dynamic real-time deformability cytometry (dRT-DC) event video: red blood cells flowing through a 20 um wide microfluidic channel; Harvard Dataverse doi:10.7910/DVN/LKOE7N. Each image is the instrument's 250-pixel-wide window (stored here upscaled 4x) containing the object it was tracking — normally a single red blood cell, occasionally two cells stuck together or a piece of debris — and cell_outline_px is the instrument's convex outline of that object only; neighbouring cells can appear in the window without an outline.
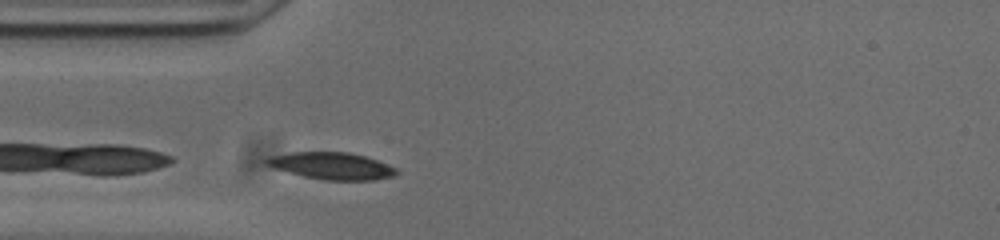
{"species": "common noctule bat (a hibernating species)", "species_latin": "Nyctalus noctula", "temperature_condition": "cold", "stored_images_in_passage": 27, "camera_frame_rate_fps": 3000, "um_per_image_px": 0.085, "animal": {"sex": "male", "body_mass_g": 20.0, "forearm_length_mm": 53.3}, "frame": {"image": 1, "passage_image": 1, "time_ms": 0.0, "image_size_px": [1000, 240], "cell_outline_px": [[400, 172], [392, 176], [376, 180], [324, 180], [304, 176], [288, 172], [264, 164], [264, 160], [272, 156], [292, 152], [348, 152], [364, 156], [376, 160], [396, 168]], "centroid_in_image_um": [28.21, 14.1], "position_along_channel_um": 56.8, "area_um2": 20.23}}
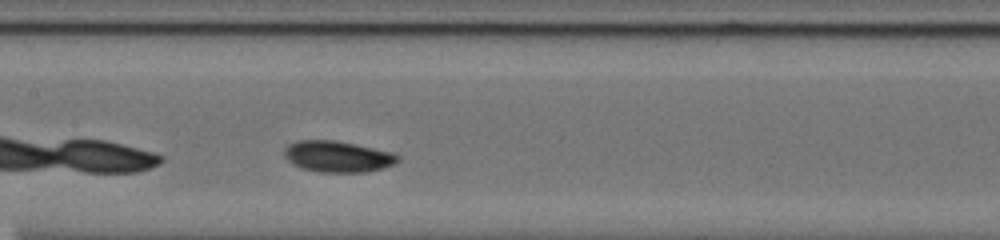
{"frame": {"image": 2, "passage_image": 11, "time_ms": 3.333, "image_size_px": [1000, 240], "cell_outline_px": [[400, 160], [392, 164], [380, 168], [364, 172], [320, 172], [304, 168], [292, 164], [284, 156], [284, 148], [288, 144], [296, 140], [336, 140], [392, 152], [400, 156]], "centroid_in_image_um": [28.66, 13.29], "position_along_channel_um": 178.7, "area_um2": 20.52}}
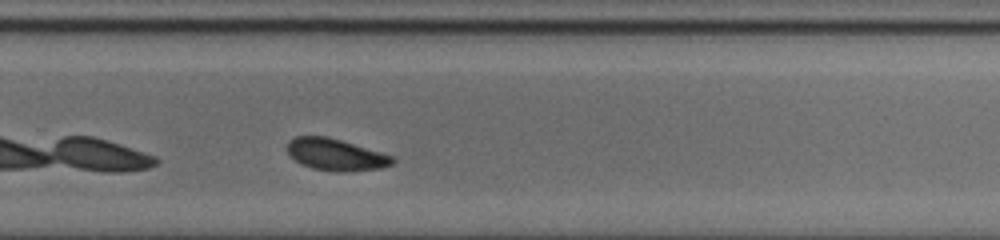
{"frame": {"image": 3, "passage_image": 21, "time_ms": 6.667, "image_size_px": [1000, 240], "cell_outline_px": [[396, 160], [392, 164], [380, 168], [344, 172], [312, 168], [300, 164], [284, 148], [288, 140], [296, 136], [328, 136], [380, 152], [392, 156]], "centroid_in_image_um": [28.49, 13.13], "position_along_channel_um": 301.3, "area_um2": 19.42}, "authors_computed_cell_mechanics": {"area_um2": 20.1722, "velocity_mm_per_s": 3.6878, "shape_relaxation_time_tau1_ms": 2.3589, "shape_relaxation_time_tau2_ms": 6.7153, "deformation_change_tau1": 0.0994, "deformation_change_tau2": 0.1006}}